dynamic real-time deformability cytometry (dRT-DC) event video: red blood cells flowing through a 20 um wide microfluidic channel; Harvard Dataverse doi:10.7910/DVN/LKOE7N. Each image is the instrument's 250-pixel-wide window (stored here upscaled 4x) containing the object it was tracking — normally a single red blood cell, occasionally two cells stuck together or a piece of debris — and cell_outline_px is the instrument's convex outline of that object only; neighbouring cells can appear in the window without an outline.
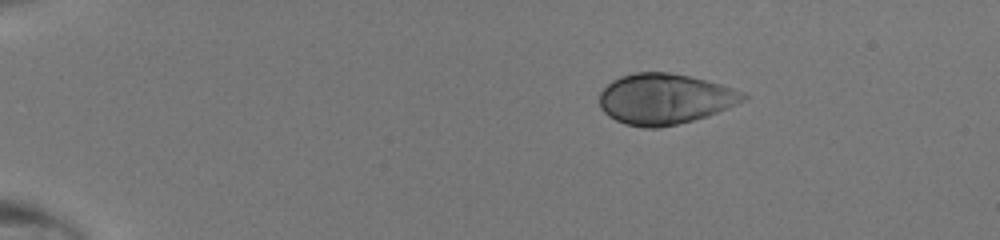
{"species": "human", "species_latin": "Homo sapiens", "temperature_condition": "room temperature", "stored_images_in_passage": 40, "camera_frame_rate_fps": 3000, "um_per_image_px": 0.085, "donor": {"sex": "male"}, "frame": {"image": 1, "passage_image": 1, "time_ms": 0.0, "image_size_px": [1000, 240], "cell_outline_px": [[748, 96], [744, 100], [728, 108], [692, 120], [660, 128], [644, 128], [624, 124], [608, 116], [600, 108], [600, 92], [612, 80], [620, 76], [636, 72], [668, 72], [688, 76], [720, 84], [744, 92]], "centroid_in_image_um": [56.47, 8.41], "position_along_channel_um": 28.5, "area_um2": 42.19}}
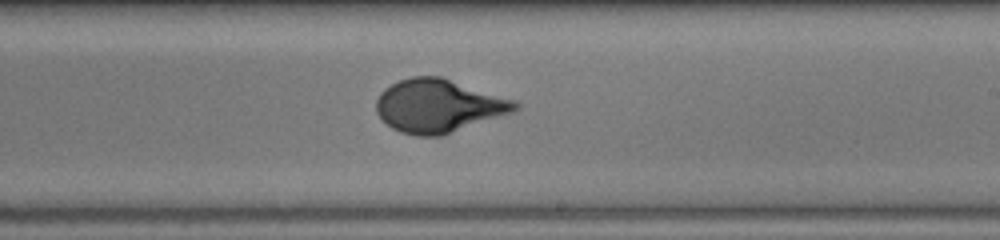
{"frame": {"image": 2, "passage_image": 23, "time_ms": 7.333, "image_size_px": [1000, 240], "cell_outline_px": [[520, 108], [512, 112], [444, 136], [416, 136], [400, 132], [392, 128], [376, 112], [376, 100], [380, 92], [384, 88], [400, 80], [412, 76], [440, 76], [516, 100], [520, 104]], "centroid_in_image_um": [37.29, 9.0], "position_along_channel_um": 251.7, "area_um2": 43.18}}
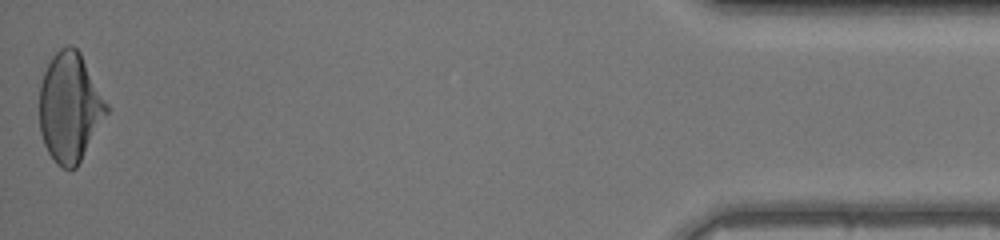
{"frame": {"image": 3, "passage_image": 40, "time_ms": 13.0, "image_size_px": [1000, 240], "cell_outline_px": [[108, 112], [76, 168], [64, 168], [56, 164], [48, 152], [44, 144], [40, 132], [40, 84], [44, 72], [52, 56], [60, 48], [68, 44], [72, 44], [80, 52], [108, 104]], "centroid_in_image_um": [5.92, 9.1], "position_along_channel_um": 429.3, "area_um2": 42.48}}